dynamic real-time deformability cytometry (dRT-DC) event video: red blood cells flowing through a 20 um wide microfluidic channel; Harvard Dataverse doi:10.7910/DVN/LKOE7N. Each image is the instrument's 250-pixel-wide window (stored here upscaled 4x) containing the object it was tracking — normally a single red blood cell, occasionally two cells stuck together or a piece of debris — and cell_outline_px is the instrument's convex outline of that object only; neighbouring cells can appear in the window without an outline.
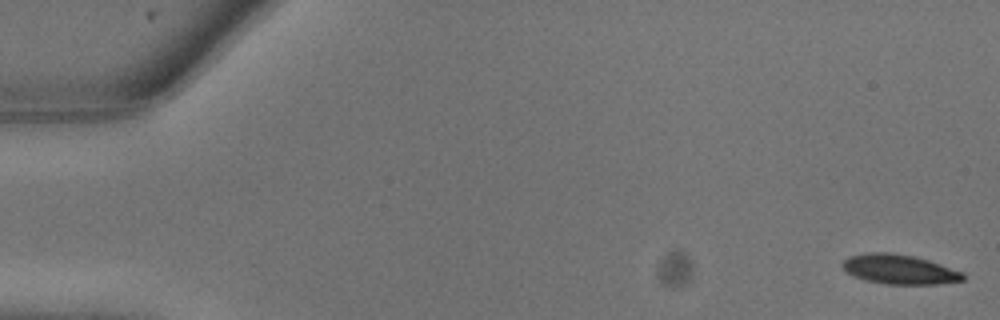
{"species": "common noctule bat (a hibernating species)", "species_latin": "Nyctalus noctula", "temperature_condition": "warm", "stored_images_in_passage": 9, "camera_frame_rate_fps": 3000, "um_per_image_px": 0.085, "animal": {"sex": "male", "body_mass_g": 13.3}, "frame": {"image": 1, "passage_image": 1, "time_ms": 0.0, "image_size_px": [1000, 320], "cell_outline_px": [[964, 280], [936, 284], [888, 284], [868, 280], [852, 276], [840, 264], [848, 256], [868, 252], [892, 252], [912, 256], [928, 260], [964, 272]], "centroid_in_image_um": [76.43, 22.88], "position_along_channel_um": 8.6, "area_um2": 20.69}}